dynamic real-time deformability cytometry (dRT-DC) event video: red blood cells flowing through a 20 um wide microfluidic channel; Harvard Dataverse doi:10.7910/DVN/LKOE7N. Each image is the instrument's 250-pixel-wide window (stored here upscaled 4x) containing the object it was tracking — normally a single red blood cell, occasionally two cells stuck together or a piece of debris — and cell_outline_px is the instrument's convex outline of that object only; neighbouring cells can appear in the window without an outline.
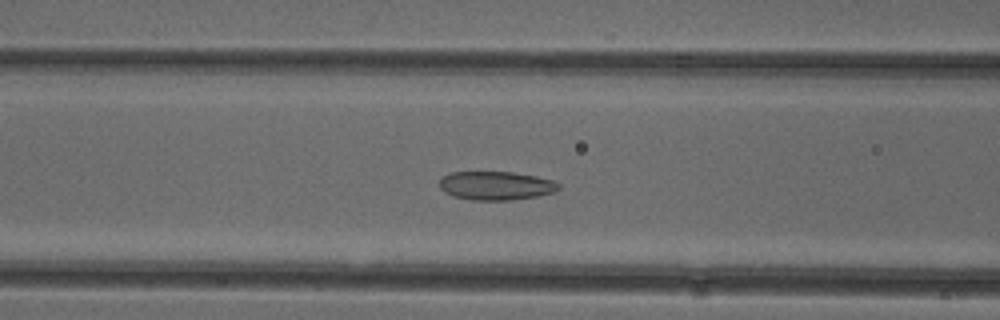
{"species": "common noctule bat (a hibernating species)", "species_latin": "Nyctalus noctula", "temperature_condition": "cold", "stored_images_in_passage": 52, "camera_frame_rate_fps": 3000, "um_per_image_px": 0.085, "animal": {"sex": "female"}, "frame": {"image": 1, "passage_image": 21, "time_ms": 6.667, "image_size_px": [1000, 320], "cell_outline_px": [[560, 188], [552, 192], [536, 196], [512, 200], [472, 200], [452, 196], [444, 192], [440, 188], [440, 180], [448, 172], [512, 172], [536, 176], [552, 180], [560, 184]], "centroid_in_image_um": [42.13, 15.78], "position_along_channel_um": 124.5, "area_um2": 19.88}}
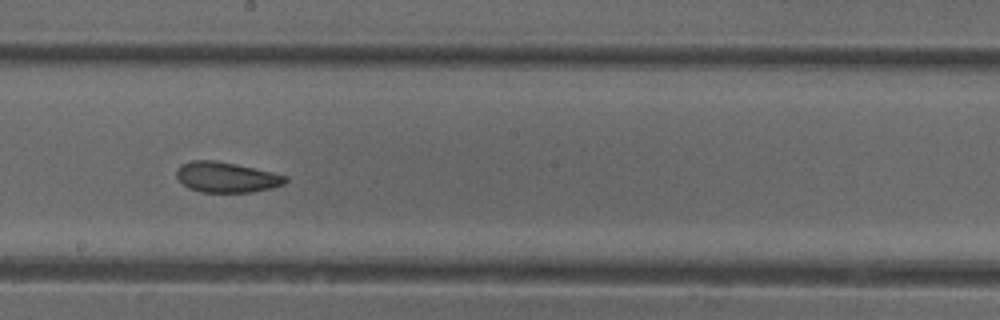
{"frame": {"image": 2, "passage_image": 29, "time_ms": 9.333, "image_size_px": [1000, 320], "cell_outline_px": [[288, 180], [284, 184], [272, 188], [252, 192], [200, 192], [188, 188], [176, 176], [176, 172], [180, 164], [192, 160], [216, 160], [236, 164], [272, 172], [288, 176]], "centroid_in_image_um": [19.25, 15.06], "position_along_channel_um": 228.9, "area_um2": 19.36}}
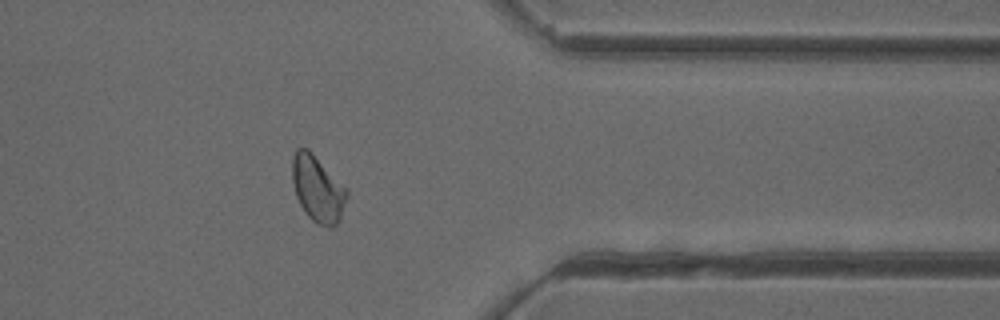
{"frame": {"image": 3, "passage_image": 42, "time_ms": 13.667, "image_size_px": [1000, 320], "cell_outline_px": [[348, 196], [340, 220], [332, 228], [316, 224], [304, 212], [296, 196], [292, 180], [292, 156], [296, 148], [308, 148], [348, 188]], "centroid_in_image_um": [27.02, 16.05], "position_along_channel_um": 384.4, "area_um2": 21.44}, "authors_computed_cell_mechanics": {"area_um2": 20.7791, "velocity_mm_per_s": 3.9247, "shape_relaxation_time_tau1_ms": 7.0902, "shape_relaxation_time_tau2_ms": 1.7513, "deformation_change_tau1": 0.1271, "deformation_change_tau2": 0.0504}}